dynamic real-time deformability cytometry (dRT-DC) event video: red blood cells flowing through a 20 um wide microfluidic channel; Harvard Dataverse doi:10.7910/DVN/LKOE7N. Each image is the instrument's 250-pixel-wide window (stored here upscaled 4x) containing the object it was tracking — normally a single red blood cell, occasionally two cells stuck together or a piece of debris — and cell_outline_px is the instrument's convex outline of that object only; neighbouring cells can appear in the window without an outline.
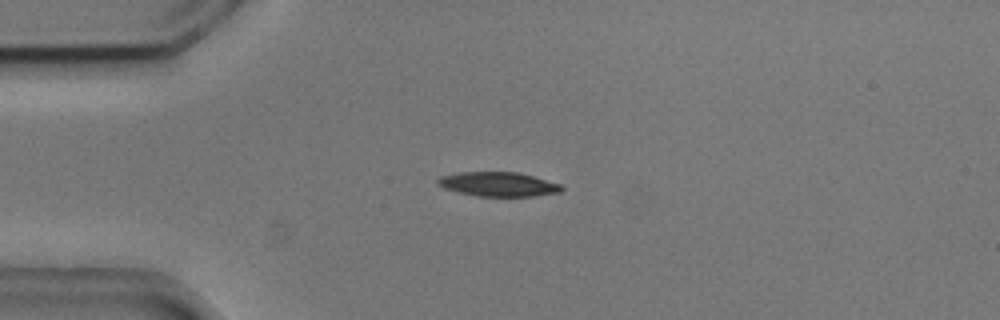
{"species": "common noctule bat (a hibernating species)", "species_latin": "Nyctalus noctula", "temperature_condition": "cold", "stored_images_in_passage": 4, "camera_frame_rate_fps": 3000, "um_per_image_px": 0.085, "animal": {"sex": "male", "body_mass_g": 20.5, "forearm_length_mm": 52.5}, "frame": {"image": 1, "passage_image": 1, "time_ms": 0.0, "image_size_px": [1000, 320], "cell_outline_px": [[564, 188], [560, 192], [536, 196], [476, 196], [444, 188], [436, 184], [436, 180], [440, 176], [460, 172], [520, 172], [560, 184]], "centroid_in_image_um": [42.35, 15.65], "position_along_channel_um": 42.7, "area_um2": 17.57}}